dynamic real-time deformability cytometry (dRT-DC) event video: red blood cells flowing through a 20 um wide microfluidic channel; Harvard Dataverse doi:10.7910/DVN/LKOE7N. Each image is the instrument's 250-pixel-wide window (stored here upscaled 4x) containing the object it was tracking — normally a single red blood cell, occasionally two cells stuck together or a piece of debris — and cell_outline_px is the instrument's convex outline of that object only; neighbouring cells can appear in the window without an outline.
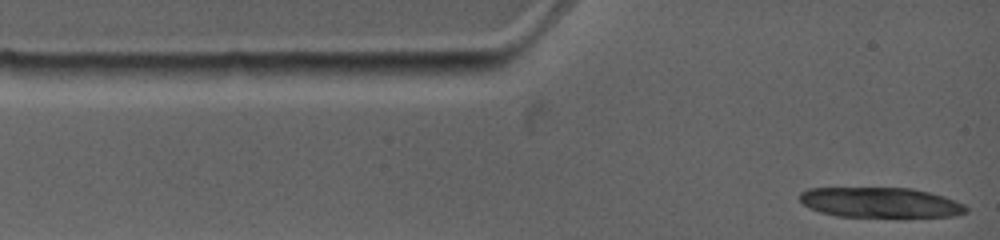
{"species": "common noctule bat (a hibernating species)", "species_latin": "Nyctalus noctula", "temperature_condition": "warm", "stored_images_in_passage": 1, "camera_frame_rate_fps": 4500, "um_per_image_px": 0.085, "animal": {"sex": "female", "body_mass_g": 19.0, "forearm_length_mm": 53.3}, "frame": {"image": 1, "passage_image": 1, "time_ms": 0.0, "image_size_px": [1000, 240], "cell_outline_px": [[968, 212], [956, 216], [904, 220], [900, 220], [836, 216], [820, 212], [808, 208], [800, 200], [800, 192], [808, 188], [912, 188], [944, 196], [964, 204], [968, 208]], "centroid_in_image_um": [74.91, 17.28], "position_along_channel_um": 10.1, "area_um2": 30.87}}